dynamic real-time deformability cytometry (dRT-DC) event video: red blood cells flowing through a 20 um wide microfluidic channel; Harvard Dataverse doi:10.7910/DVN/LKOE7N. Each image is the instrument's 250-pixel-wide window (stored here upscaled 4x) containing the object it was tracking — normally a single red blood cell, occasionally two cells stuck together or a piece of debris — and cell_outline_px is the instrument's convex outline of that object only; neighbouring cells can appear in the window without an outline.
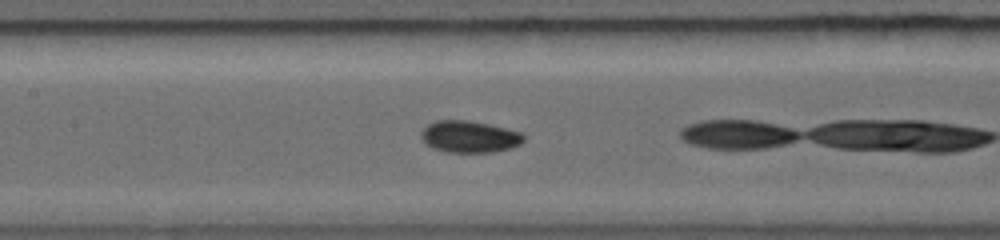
{"species": "common noctule bat (a hibernating species)", "species_latin": "Nyctalus noctula", "temperature_condition": "warm", "stored_images_in_passage": 7, "camera_frame_rate_fps": 5000, "um_per_image_px": 0.085, "animal": {"sex": "female", "body_mass_g": 19.0, "forearm_length_mm": 56.7}, "frame": {"image": 1, "passage_image": 4, "time_ms": 2.2, "image_size_px": [1000, 240], "cell_outline_px": [[524, 140], [520, 144], [508, 148], [488, 152], [448, 152], [432, 148], [424, 140], [424, 132], [432, 124], [444, 120], [460, 120], [484, 124], [516, 132], [524, 136]], "centroid_in_image_um": [39.93, 11.65], "position_along_channel_um": 167.5, "area_um2": 17.69}}